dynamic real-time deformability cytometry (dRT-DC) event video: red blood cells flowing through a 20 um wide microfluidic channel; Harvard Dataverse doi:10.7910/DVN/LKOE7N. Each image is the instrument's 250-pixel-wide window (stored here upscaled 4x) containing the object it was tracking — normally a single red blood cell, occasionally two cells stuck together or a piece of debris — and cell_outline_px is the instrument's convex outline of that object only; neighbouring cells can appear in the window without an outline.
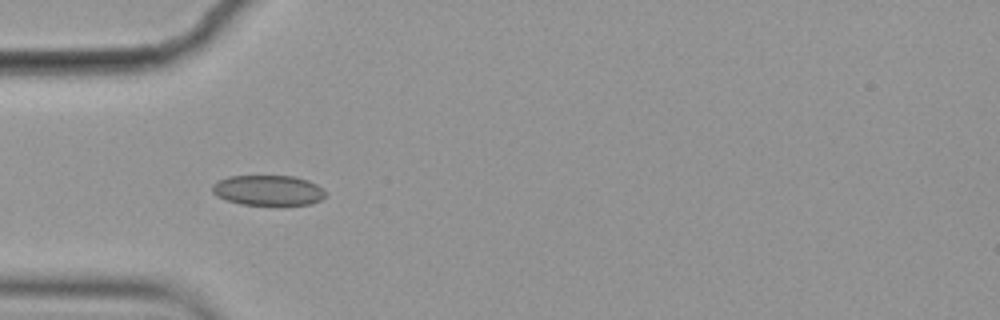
{"species": "common noctule bat (a hibernating species)", "species_latin": "Nyctalus noctula", "temperature_condition": "cold", "stored_images_in_passage": 7, "camera_frame_rate_fps": 3000, "um_per_image_px": 0.085, "animal": {"sex": "female", "body_mass_g": 19.9}, "frame": {"image": 1, "passage_image": 3, "time_ms": 0.667, "image_size_px": [1000, 320], "cell_outline_px": [[328, 196], [312, 204], [280, 208], [240, 204], [216, 196], [212, 192], [212, 184], [228, 176], [292, 176], [308, 180], [316, 184]], "centroid_in_image_um": [22.82, 16.23], "position_along_channel_um": 62.2, "area_um2": 20.81}}
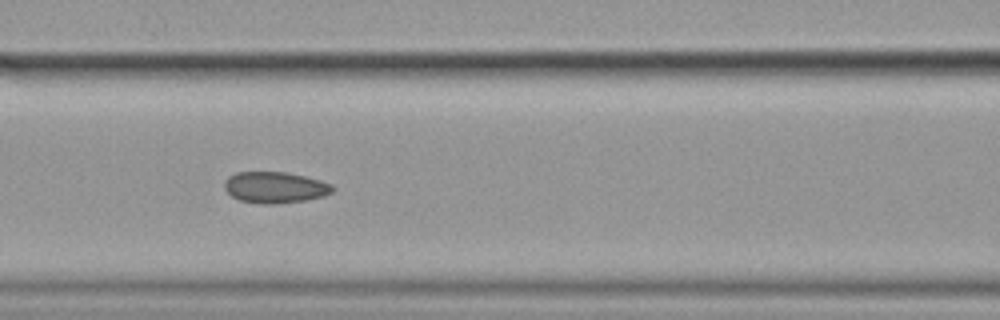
{"frame": {"image": 2, "passage_image": 5, "time_ms": 1.333, "image_size_px": [1000, 320], "cell_outline_px": [[336, 188], [332, 192], [324, 196], [308, 200], [276, 204], [260, 204], [240, 200], [232, 196], [224, 188], [224, 180], [228, 176], [236, 172], [288, 172], [320, 180], [332, 184]], "centroid_in_image_um": [23.39, 15.93], "position_along_channel_um": 143.2, "area_um2": 19.94}}
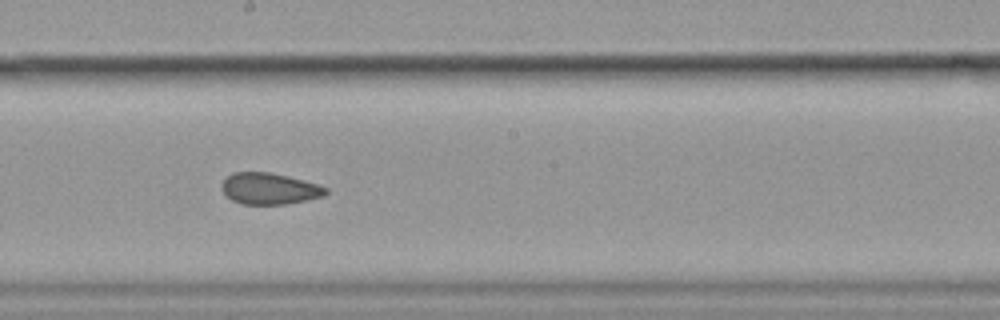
{"frame": {"image": 3, "passage_image": 7, "time_ms": 2.0, "image_size_px": [1000, 320], "cell_outline_px": [[328, 192], [324, 196], [284, 204], [240, 204], [232, 200], [220, 188], [220, 184], [232, 172], [272, 172], [316, 184], [328, 188]], "centroid_in_image_um": [22.86, 16.03], "position_along_channel_um": 225.3, "area_um2": 18.9}}